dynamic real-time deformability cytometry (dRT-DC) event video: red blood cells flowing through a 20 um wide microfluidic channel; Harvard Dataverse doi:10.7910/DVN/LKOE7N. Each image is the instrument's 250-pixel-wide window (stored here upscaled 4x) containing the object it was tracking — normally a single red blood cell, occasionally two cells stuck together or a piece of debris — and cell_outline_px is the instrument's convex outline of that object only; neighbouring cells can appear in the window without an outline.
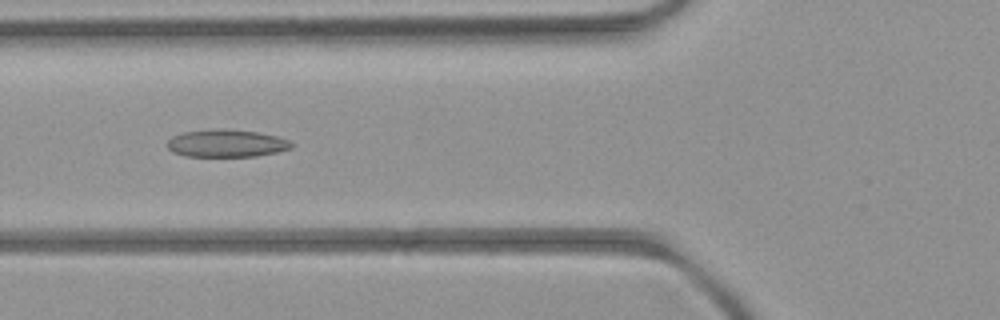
{"species": "common noctule bat (a hibernating species)", "species_latin": "Nyctalus noctula", "temperature_condition": "room temperature", "stored_images_in_passage": 5, "camera_frame_rate_fps": 3000, "um_per_image_px": 0.085, "animal": {"sex": "female", "body_mass_g": 21.9}, "frame": {"image": 1, "passage_image": 5, "time_ms": 5.333, "image_size_px": [1000, 320], "cell_outline_px": [[296, 144], [292, 148], [276, 152], [256, 156], [184, 156], [172, 152], [168, 148], [168, 140], [172, 136], [184, 132], [220, 128], [224, 128], [256, 132], [276, 136], [288, 140]], "centroid_in_image_um": [19.26, 12.18], "position_along_channel_um": 106.5, "area_um2": 19.94}}